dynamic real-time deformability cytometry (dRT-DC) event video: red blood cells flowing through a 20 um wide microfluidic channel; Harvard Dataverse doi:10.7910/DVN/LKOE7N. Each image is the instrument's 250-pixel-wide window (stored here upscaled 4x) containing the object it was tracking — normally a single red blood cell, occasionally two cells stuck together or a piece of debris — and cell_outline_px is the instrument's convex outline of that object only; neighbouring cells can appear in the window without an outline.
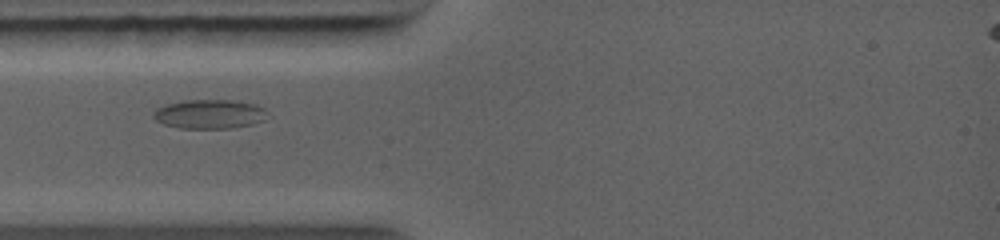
{"species": "common noctule bat (a hibernating species)", "species_latin": "Nyctalus noctula", "temperature_condition": "warm", "stored_images_in_passage": 44, "segment_of_instrument_passage": [1, 2], "camera_frame_rate_fps": 5000, "um_per_image_px": 0.085, "animal": {"sex": "female", "body_mass_g": 19.0, "forearm_length_mm": 56.7}, "frame": {"image": 1, "passage_image": 1, "time_ms": 0.0, "image_size_px": [1000, 240], "cell_outline_px": [[272, 116], [264, 120], [252, 124], [232, 128], [180, 128], [164, 124], [156, 120], [152, 116], [156, 108], [168, 104], [184, 100], [232, 100], [256, 104], [264, 108]], "centroid_in_image_um": [17.87, 9.69], "position_along_channel_um": 67.1, "area_um2": 19.54}}
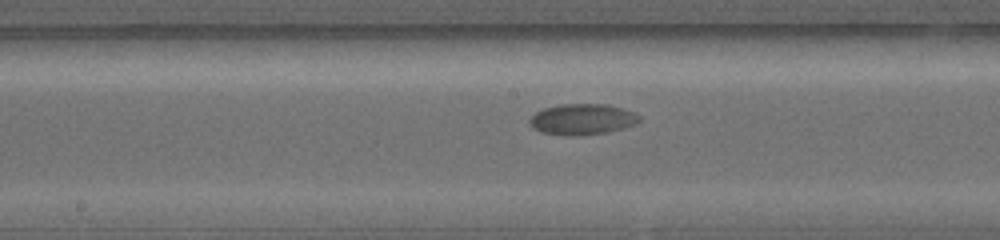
{"frame": {"image": 2, "passage_image": 13, "time_ms": 3.0, "image_size_px": [1000, 240], "cell_outline_px": [[640, 120], [636, 124], [624, 128], [608, 132], [580, 136], [568, 136], [540, 132], [532, 128], [528, 124], [528, 120], [536, 112], [544, 108], [560, 104], [608, 104], [632, 112], [640, 116]], "centroid_in_image_um": [49.46, 10.15], "position_along_channel_um": 198.7, "area_um2": 19.94}}
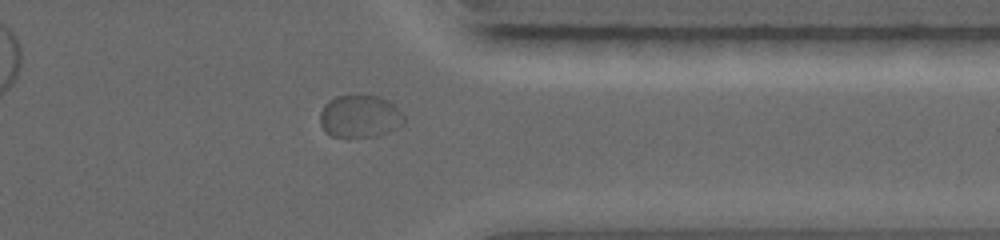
{"frame": {"image": 3, "passage_image": 32, "time_ms": 7.2, "image_size_px": [1000, 240], "cell_outline_px": [[404, 124], [380, 136], [348, 140], [332, 136], [324, 132], [320, 124], [320, 112], [324, 104], [328, 100], [336, 96], [360, 92], [380, 96], [388, 100], [404, 116]], "centroid_in_image_um": [30.54, 9.89], "position_along_channel_um": 380.9, "area_um2": 22.08}}